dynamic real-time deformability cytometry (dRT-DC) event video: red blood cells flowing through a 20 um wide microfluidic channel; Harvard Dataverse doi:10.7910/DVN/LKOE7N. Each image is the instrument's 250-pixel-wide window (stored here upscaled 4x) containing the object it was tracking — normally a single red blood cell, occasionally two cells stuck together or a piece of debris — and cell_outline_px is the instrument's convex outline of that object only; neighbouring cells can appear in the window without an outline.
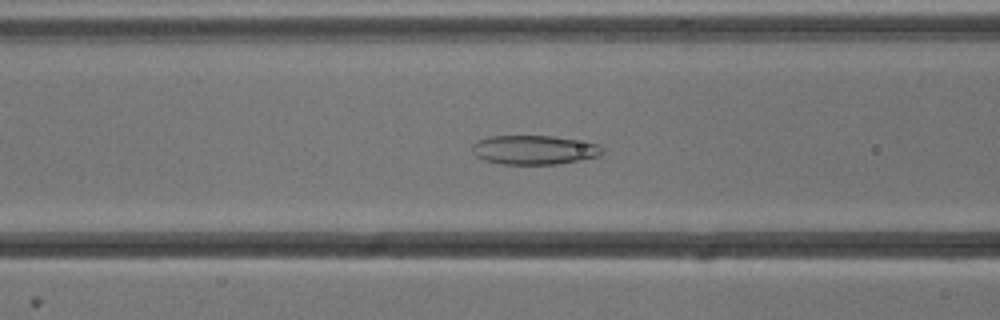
{"species": "common noctule bat (a hibernating species)", "species_latin": "Nyctalus noctula", "temperature_condition": "cold", "stored_images_in_passage": 53, "camera_frame_rate_fps": 3000, "um_per_image_px": 0.085, "animal": {"sex": "male", "body_mass_g": 13.3}, "frame": {"image": 1, "passage_image": 21, "time_ms": 6.667, "image_size_px": [1000, 320], "cell_outline_px": [[604, 152], [600, 156], [556, 164], [500, 164], [484, 160], [476, 156], [472, 152], [472, 144], [476, 140], [488, 136], [552, 136], [596, 144], [604, 148]], "centroid_in_image_um": [45.35, 12.74], "position_along_channel_um": 121.2, "area_um2": 22.08}}
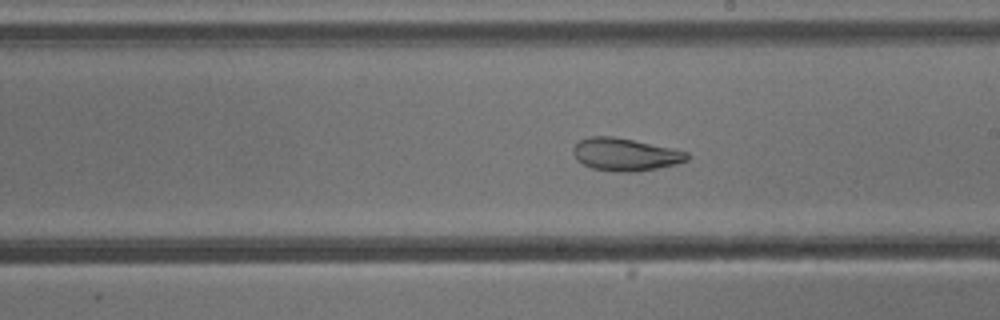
{"frame": {"image": 2, "passage_image": 30, "time_ms": 9.667, "image_size_px": [1000, 320], "cell_outline_px": [[688, 160], [676, 164], [636, 172], [616, 172], [592, 168], [576, 160], [572, 152], [572, 148], [580, 140], [592, 136], [612, 136], [672, 148], [688, 152]], "centroid_in_image_um": [53.12, 13.14], "position_along_channel_um": 235.9, "area_um2": 21.56}}
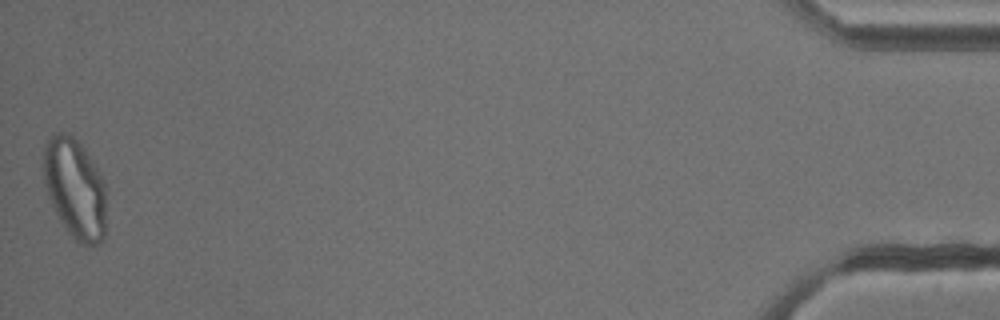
{"frame": {"image": 3, "passage_image": 53, "time_ms": 17.333, "image_size_px": [1000, 320], "cell_outline_px": [[104, 236], [100, 244], [80, 244], [68, 232], [60, 220], [48, 196], [44, 184], [44, 144], [52, 132], [68, 132], [84, 148], [96, 164], [104, 180]], "centroid_in_image_um": [6.35, 15.97], "position_along_channel_um": 428.8, "area_um2": 36.53}}